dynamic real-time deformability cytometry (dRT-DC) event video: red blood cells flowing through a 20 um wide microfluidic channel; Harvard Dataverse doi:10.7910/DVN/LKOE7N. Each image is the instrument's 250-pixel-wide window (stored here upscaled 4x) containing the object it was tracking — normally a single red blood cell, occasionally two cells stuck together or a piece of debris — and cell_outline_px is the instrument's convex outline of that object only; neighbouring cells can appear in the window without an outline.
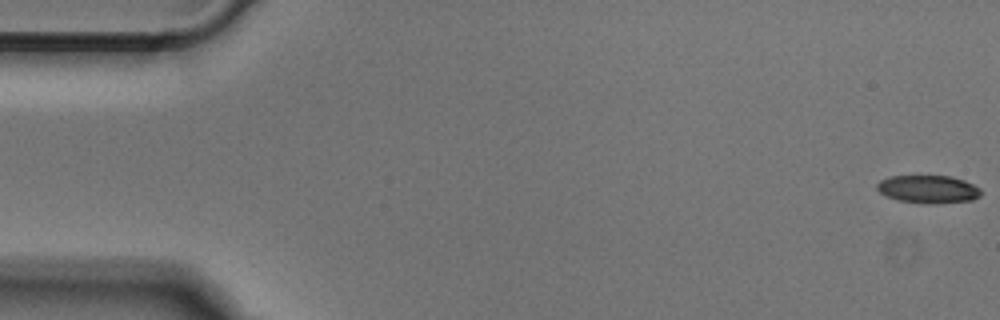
{"species": "Egyptian fruit bat (a non-hibernating species)", "species_latin": "Rousettus aegyptiacus", "temperature_condition": "cold", "stored_images_in_passage": 48, "camera_frame_rate_fps": 3000, "um_per_image_px": 0.085, "animal": {"sex": "male"}, "frame": {"image": 1, "passage_image": 1, "time_ms": 0.0, "image_size_px": [1000, 320], "cell_outline_px": [[980, 196], [972, 200], [936, 204], [928, 204], [896, 200], [884, 196], [876, 188], [876, 184], [880, 180], [888, 176], [948, 176], [964, 180], [980, 188]], "centroid_in_image_um": [78.86, 16.09], "position_along_channel_um": 6.1, "area_um2": 17.05}}
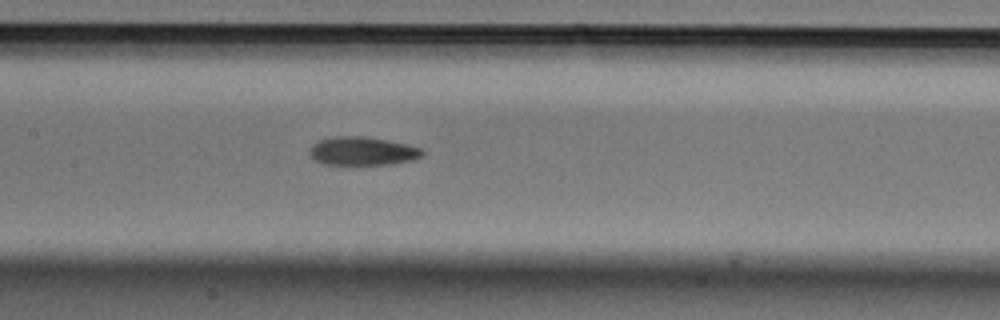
{"frame": {"image": 2, "passage_image": 24, "time_ms": 7.667, "image_size_px": [1000, 320], "cell_outline_px": [[424, 156], [412, 160], [392, 164], [320, 164], [312, 160], [308, 156], [308, 148], [312, 144], [320, 140], [336, 136], [368, 136], [408, 144], [420, 148], [424, 152]], "centroid_in_image_um": [30.76, 12.84], "position_along_channel_um": 176.6, "area_um2": 19.07}}
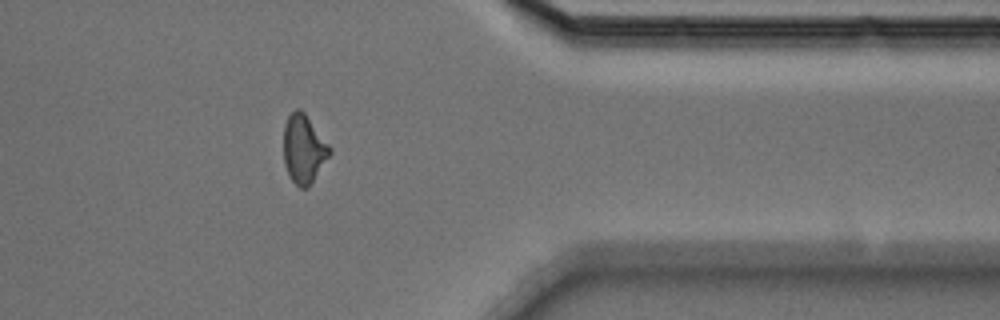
{"frame": {"image": 3, "passage_image": 41, "time_ms": 13.333, "image_size_px": [1000, 320], "cell_outline_px": [[332, 152], [308, 188], [300, 188], [292, 180], [284, 164], [284, 124], [288, 116], [296, 108], [300, 108], [304, 112], [332, 148]], "centroid_in_image_um": [25.82, 12.65], "position_along_channel_um": 385.6, "area_um2": 18.38}}